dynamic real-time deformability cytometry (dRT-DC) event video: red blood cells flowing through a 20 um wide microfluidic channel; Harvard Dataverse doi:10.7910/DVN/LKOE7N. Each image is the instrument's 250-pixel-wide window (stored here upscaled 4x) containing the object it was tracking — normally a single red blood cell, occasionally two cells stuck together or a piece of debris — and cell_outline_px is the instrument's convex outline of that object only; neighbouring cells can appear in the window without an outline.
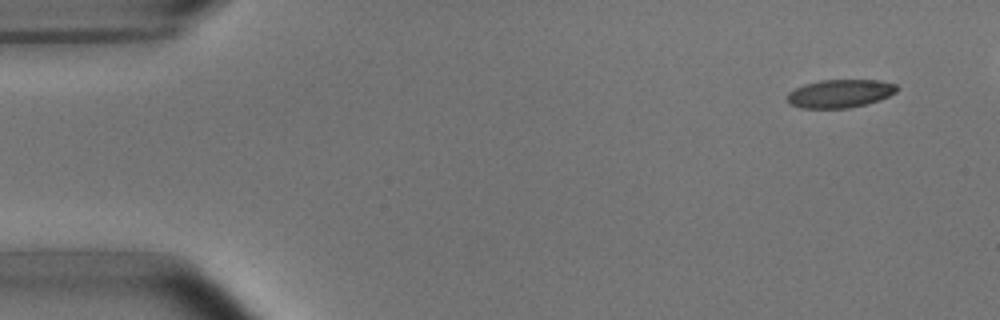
{"species": "common noctule bat (a hibernating species)", "species_latin": "Nyctalus noctula", "temperature_condition": "room temperature", "stored_images_in_passage": 4, "camera_frame_rate_fps": 3000, "um_per_image_px": 0.085, "animal": {"sex": "male", "body_mass_g": 15.6}, "frame": {"image": 1, "passage_image": 1, "time_ms": 0.0, "image_size_px": [1000, 320], "cell_outline_px": [[900, 88], [896, 92], [880, 100], [848, 108], [800, 108], [788, 104], [788, 92], [804, 84], [820, 80], [880, 80], [896, 84]], "centroid_in_image_um": [71.4, 7.95], "position_along_channel_um": 13.6, "area_um2": 18.09}}